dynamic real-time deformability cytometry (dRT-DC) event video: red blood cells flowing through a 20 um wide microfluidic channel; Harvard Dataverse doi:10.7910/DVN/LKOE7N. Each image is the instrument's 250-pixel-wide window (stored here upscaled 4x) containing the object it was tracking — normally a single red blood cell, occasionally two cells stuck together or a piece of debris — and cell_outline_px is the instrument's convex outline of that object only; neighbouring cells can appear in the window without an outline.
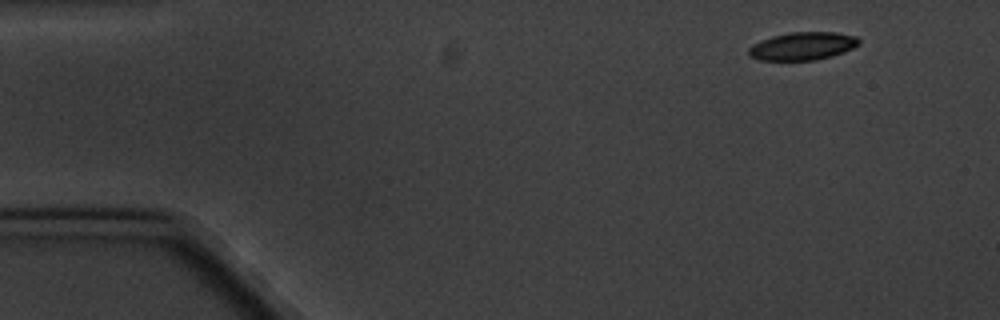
{"species": "common noctule bat (a hibernating species)", "species_latin": "Nyctalus noctula", "temperature_condition": "cold", "stored_images_in_passage": 4, "camera_frame_rate_fps": 3000, "um_per_image_px": 0.085, "animal": {"sex": "male", "body_mass_g": 20.1, "forearm_length_mm": 53.5}, "frame": {"image": 1, "passage_image": 1, "time_ms": 0.0, "image_size_px": [1000, 320], "cell_outline_px": [[860, 44], [844, 52], [832, 56], [816, 60], [760, 60], [752, 56], [748, 52], [748, 48], [752, 44], [760, 40], [772, 36], [788, 32], [836, 32], [856, 36], [860, 40]], "centroid_in_image_um": [68.23, 3.91], "position_along_channel_um": 16.8, "area_um2": 18.03}}
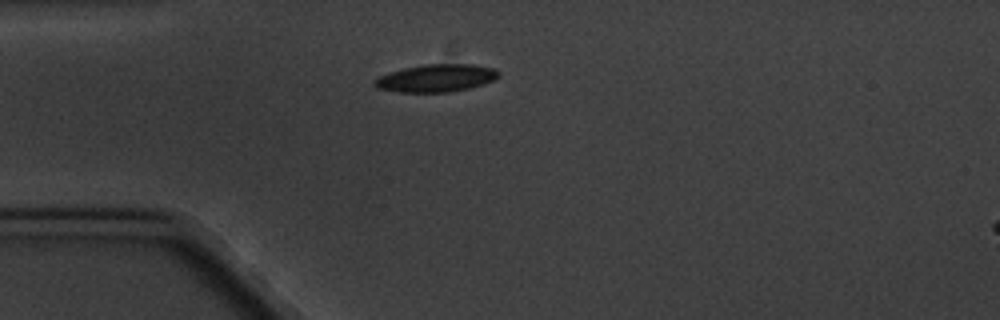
{"frame": {"image": 2, "passage_image": 4, "time_ms": 3.333, "image_size_px": [1000, 320], "cell_outline_px": [[500, 76], [484, 84], [468, 88], [448, 92], [400, 92], [376, 88], [372, 84], [372, 80], [376, 76], [388, 72], [404, 68], [424, 64], [476, 64], [492, 68], [500, 72]], "centroid_in_image_um": [37.02, 6.63], "position_along_channel_um": 48.0, "area_um2": 20.17}}